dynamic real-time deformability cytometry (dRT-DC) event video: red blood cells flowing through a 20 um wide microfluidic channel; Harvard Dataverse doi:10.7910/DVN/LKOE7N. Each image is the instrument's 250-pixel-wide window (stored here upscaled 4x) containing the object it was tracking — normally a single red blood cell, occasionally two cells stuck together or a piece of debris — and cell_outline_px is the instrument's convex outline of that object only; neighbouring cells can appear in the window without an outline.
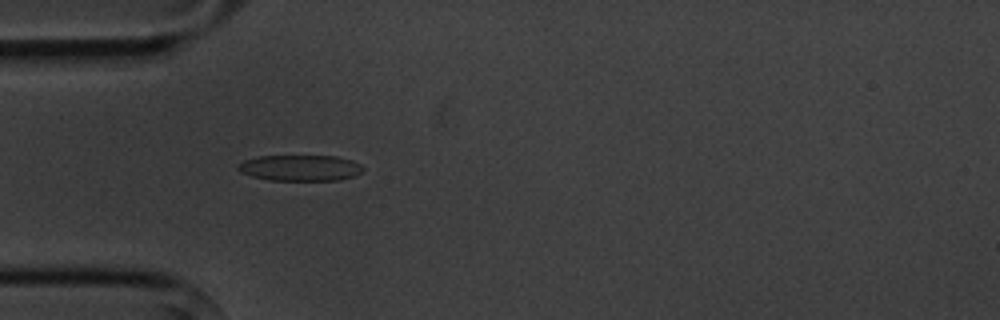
{"species": "common noctule bat (a hibernating species)", "species_latin": "Nyctalus noctula", "temperature_condition": "cold", "stored_images_in_passage": 7, "camera_frame_rate_fps": 3000, "um_per_image_px": 0.085, "animal": {"sex": "male", "body_mass_g": 20.1, "forearm_length_mm": 53.5}, "frame": {"image": 1, "passage_image": 2, "time_ms": 1.667, "image_size_px": [1000, 320], "cell_outline_px": [[364, 168], [360, 172], [352, 176], [340, 180], [268, 180], [252, 176], [240, 172], [236, 168], [236, 164], [244, 160], [256, 156], [336, 156], [352, 160], [360, 164]], "centroid_in_image_um": [25.46, 14.26], "position_along_channel_um": 59.5, "area_um2": 18.96}}
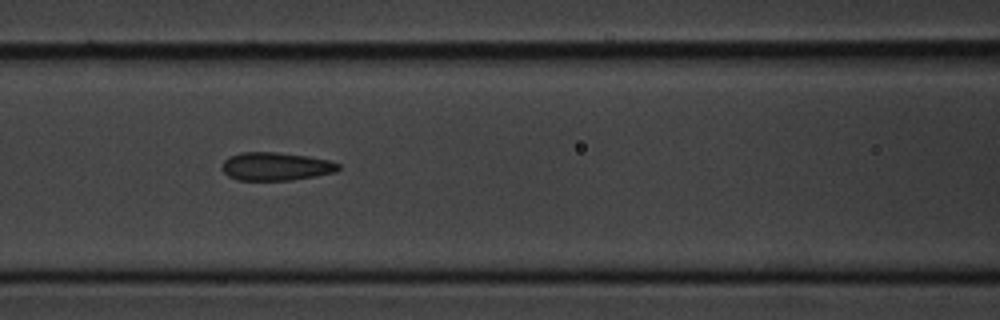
{"frame": {"image": 2, "passage_image": 4, "time_ms": 4.0, "image_size_px": [1000, 320], "cell_outline_px": [[340, 168], [336, 172], [316, 176], [292, 180], [236, 180], [228, 176], [220, 168], [224, 160], [228, 156], [240, 152], [276, 152], [308, 156], [328, 160], [340, 164]], "centroid_in_image_um": [23.42, 14.14], "position_along_channel_um": 143.2, "area_um2": 19.31}}
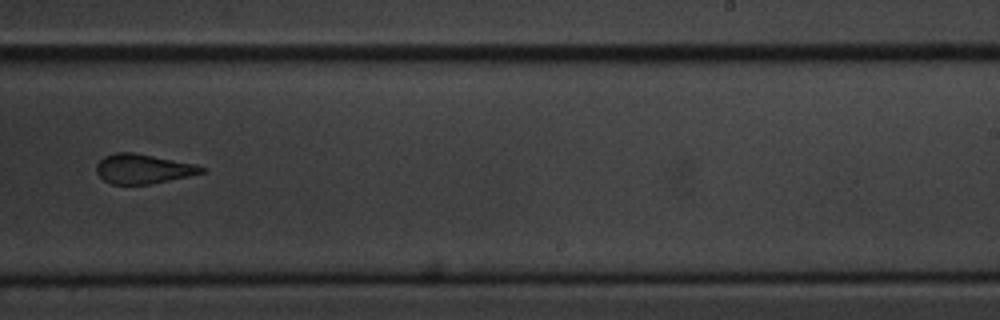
{"frame": {"image": 3, "passage_image": 7, "time_ms": 7.667, "image_size_px": [1000, 320], "cell_outline_px": [[204, 172], [188, 176], [148, 184], [112, 184], [104, 180], [96, 172], [96, 164], [104, 156], [116, 152], [136, 152], [196, 164], [204, 168]], "centroid_in_image_um": [12.13, 14.33], "position_along_channel_um": 276.9, "area_um2": 18.03}}